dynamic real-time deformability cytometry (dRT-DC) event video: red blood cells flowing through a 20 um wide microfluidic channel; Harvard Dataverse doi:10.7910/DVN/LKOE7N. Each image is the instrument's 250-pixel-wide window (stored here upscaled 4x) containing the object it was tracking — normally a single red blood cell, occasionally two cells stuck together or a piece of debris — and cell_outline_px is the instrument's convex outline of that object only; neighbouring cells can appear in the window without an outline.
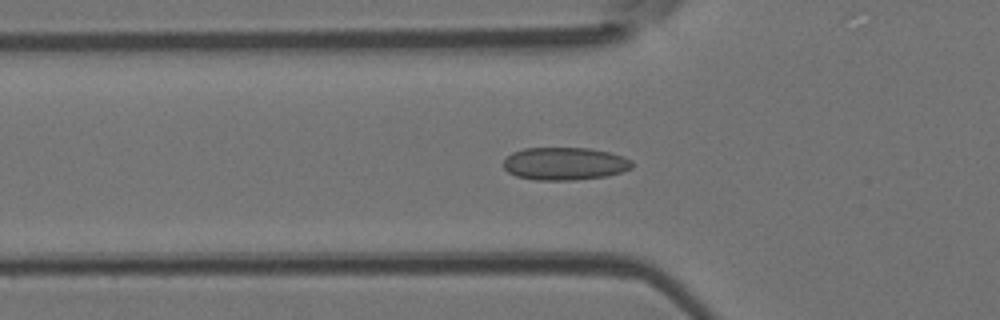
{"species": "Egyptian fruit bat (a non-hibernating species)", "species_latin": "Rousettus aegyptiacus", "temperature_condition": "room temperature", "stored_images_in_passage": 50, "camera_frame_rate_fps": 3000, "um_per_image_px": 0.085, "animal": {"sex": "female"}, "frame": {"image": 1, "passage_image": 16, "time_ms": 5.0, "image_size_px": [1000, 320], "cell_outline_px": [[632, 168], [608, 176], [576, 180], [536, 180], [516, 176], [508, 172], [504, 168], [504, 160], [512, 152], [524, 148], [588, 148], [608, 152], [624, 156], [632, 160]], "centroid_in_image_um": [48.01, 13.91], "position_along_channel_um": 77.8, "area_um2": 24.62}}
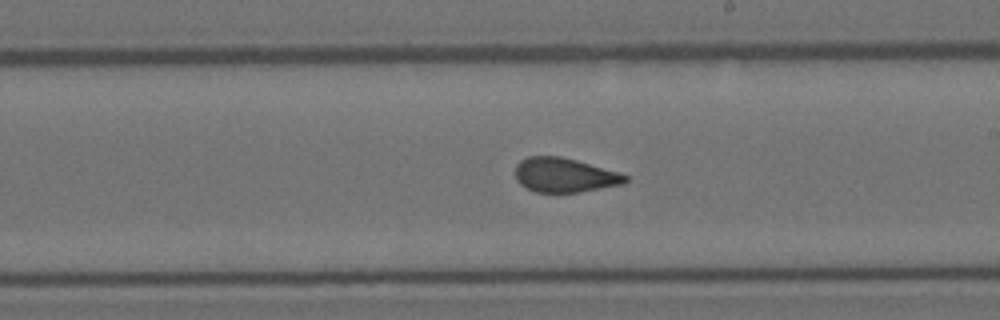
{"frame": {"image": 2, "passage_image": 28, "time_ms": 9.0, "image_size_px": [1000, 320], "cell_outline_px": [[628, 180], [624, 184], [576, 192], [536, 192], [520, 184], [516, 180], [516, 164], [520, 160], [528, 156], [560, 156], [576, 160], [620, 172], [628, 176]], "centroid_in_image_um": [47.99, 14.87], "position_along_channel_um": 241.0, "area_um2": 21.96}}
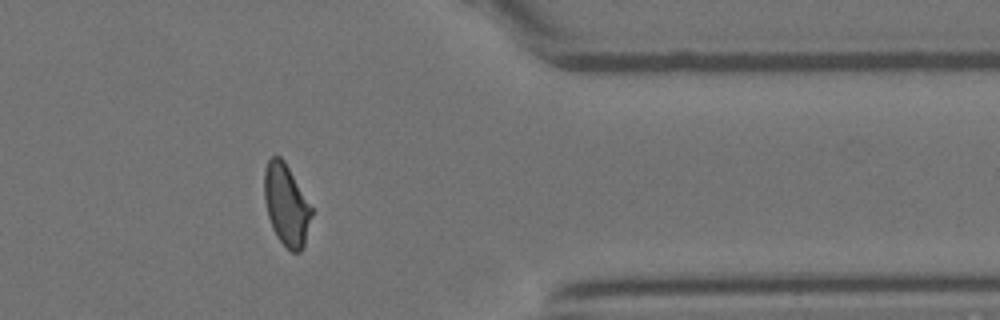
{"frame": {"image": 3, "passage_image": 40, "time_ms": 13.0, "image_size_px": [1000, 320], "cell_outline_px": [[312, 216], [304, 244], [300, 252], [292, 252], [276, 236], [272, 228], [268, 216], [264, 200], [264, 172], [268, 160], [272, 156], [280, 156], [284, 160], [312, 208]], "centroid_in_image_um": [24.32, 17.41], "position_along_channel_um": 387.1, "area_um2": 22.2}, "authors_computed_cell_mechanics": {"area_um2": 23.0622, "velocity_mm_per_s": 4.0741, "shape_relaxation_time_tau1_ms": null, "shape_relaxation_time_tau2_ms": 0.8633, "deformation_change_tau1": null, "deformation_change_tau2": 0.0614}}